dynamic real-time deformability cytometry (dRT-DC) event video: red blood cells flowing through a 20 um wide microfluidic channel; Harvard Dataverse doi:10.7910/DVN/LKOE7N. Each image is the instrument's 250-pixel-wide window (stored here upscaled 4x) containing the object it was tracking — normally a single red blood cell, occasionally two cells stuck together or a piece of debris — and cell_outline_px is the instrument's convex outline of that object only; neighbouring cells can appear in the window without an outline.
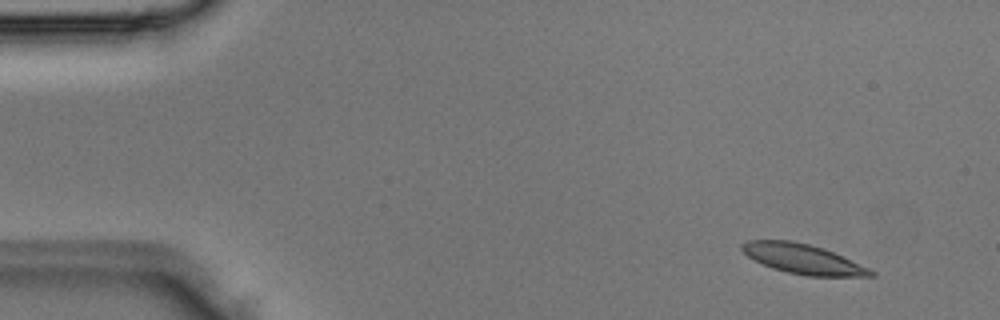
{"species": "Egyptian fruit bat (a non-hibernating species)", "species_latin": "Rousettus aegyptiacus", "temperature_condition": "room temperature", "stored_images_in_passage": 3, "camera_frame_rate_fps": 3000, "um_per_image_px": 0.085, "animal": {"sex": "male"}, "frame": {"image": 1, "passage_image": 1, "time_ms": 0.0, "image_size_px": [1000, 320], "cell_outline_px": [[876, 276], [808, 276], [788, 272], [772, 268], [748, 256], [740, 248], [740, 244], [748, 240], [792, 240], [824, 248], [868, 268], [876, 272]], "centroid_in_image_um": [68.23, 22.0], "position_along_channel_um": 16.8, "area_um2": 22.08}}
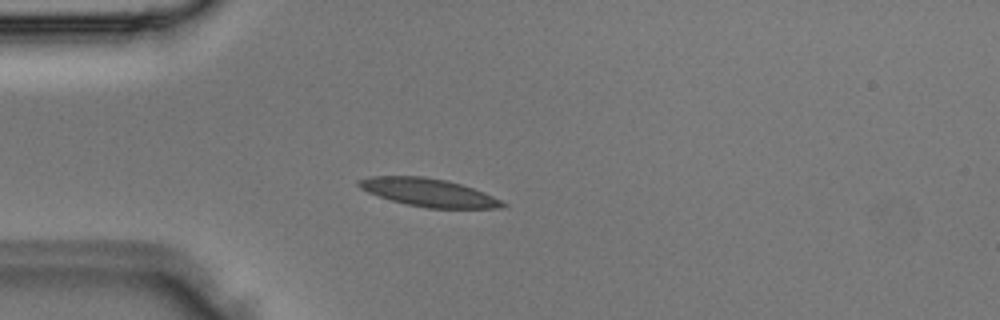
{"frame": {"image": 2, "passage_image": 3, "time_ms": 0.667, "image_size_px": [1000, 320], "cell_outline_px": [[508, 204], [504, 208], [428, 208], [408, 204], [392, 200], [368, 192], [360, 188], [356, 184], [356, 180], [372, 176], [424, 176], [444, 180], [460, 184], [484, 192]], "centroid_in_image_um": [36.42, 16.36], "position_along_channel_um": 48.6, "area_um2": 23.24}}